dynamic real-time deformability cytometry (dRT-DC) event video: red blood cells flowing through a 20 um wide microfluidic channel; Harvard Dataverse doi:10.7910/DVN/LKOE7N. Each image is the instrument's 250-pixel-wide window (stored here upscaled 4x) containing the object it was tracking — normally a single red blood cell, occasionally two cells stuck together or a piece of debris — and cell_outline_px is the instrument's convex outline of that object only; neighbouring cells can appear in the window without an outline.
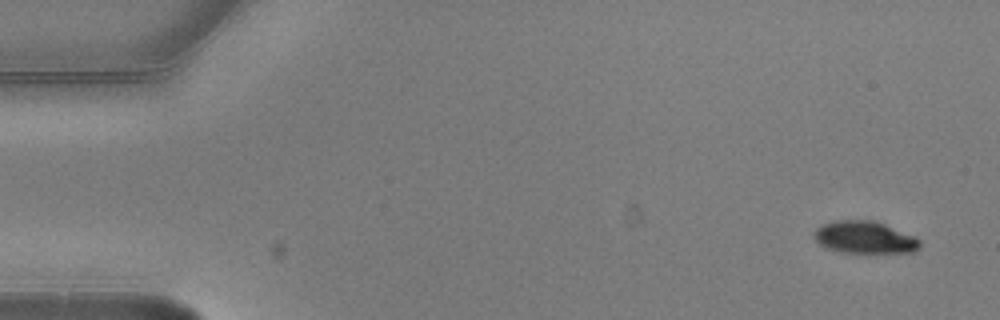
{"species": "common noctule bat (a hibernating species)", "species_latin": "Nyctalus noctula", "temperature_condition": "warm", "stored_images_in_passage": 5, "camera_frame_rate_fps": 3000, "um_per_image_px": 0.085, "animal": {"sex": "male", "body_mass_g": 20.5, "forearm_length_mm": 52.5}, "frame": {"image": 1, "passage_image": 1, "time_ms": 0.0, "image_size_px": [1000, 320], "cell_outline_px": [[920, 248], [912, 252], [840, 252], [824, 248], [816, 240], [812, 232], [820, 224], [832, 220], [872, 220], [884, 224], [916, 236], [920, 240]], "centroid_in_image_um": [73.46, 20.16], "position_along_channel_um": 11.5, "area_um2": 20.06}}
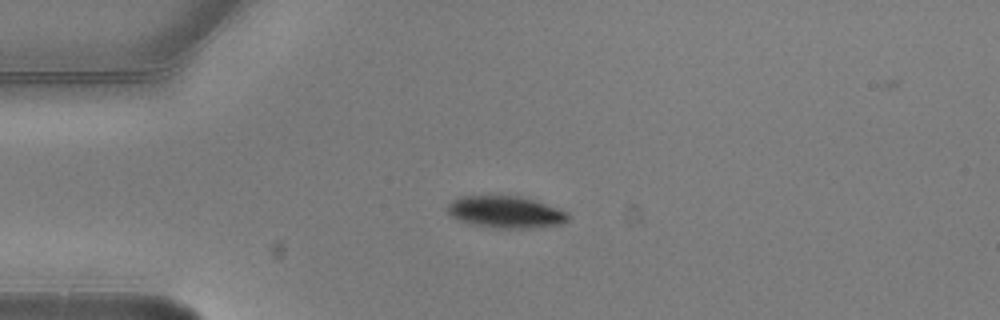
{"frame": {"image": 2, "passage_image": 4, "time_ms": 1.0, "image_size_px": [1000, 320], "cell_outline_px": [[568, 220], [564, 224], [532, 228], [496, 228], [468, 224], [452, 216], [444, 208], [452, 200], [460, 196], [516, 196], [532, 200], [568, 212]], "centroid_in_image_um": [42.94, 18.04], "position_along_channel_um": 42.1, "area_um2": 22.37}}